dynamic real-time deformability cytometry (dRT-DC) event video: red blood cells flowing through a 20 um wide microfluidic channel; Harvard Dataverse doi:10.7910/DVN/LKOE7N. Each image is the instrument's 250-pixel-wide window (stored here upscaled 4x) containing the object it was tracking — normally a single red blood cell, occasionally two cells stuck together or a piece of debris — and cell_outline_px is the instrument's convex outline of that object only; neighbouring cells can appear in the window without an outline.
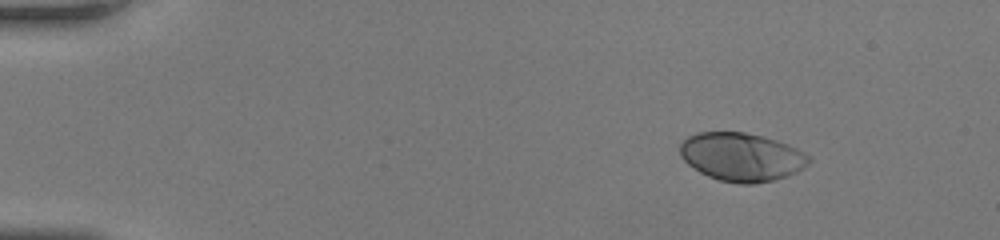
{"species": "human", "species_latin": "Homo sapiens", "temperature_condition": "room temperature", "stored_images_in_passage": 46, "camera_frame_rate_fps": 3000, "um_per_image_px": 0.085, "donor": {"sex": "female"}, "frame": {"image": 1, "passage_image": 1, "time_ms": 0.0, "image_size_px": [1000, 240], "cell_outline_px": [[812, 160], [804, 168], [796, 172], [772, 180], [752, 184], [740, 184], [720, 180], [708, 176], [700, 172], [688, 164], [680, 156], [680, 144], [688, 136], [700, 132], [744, 132], [764, 136], [788, 144], [804, 152]], "centroid_in_image_um": [63.03, 13.33], "position_along_channel_um": 22.0, "area_um2": 36.24}}
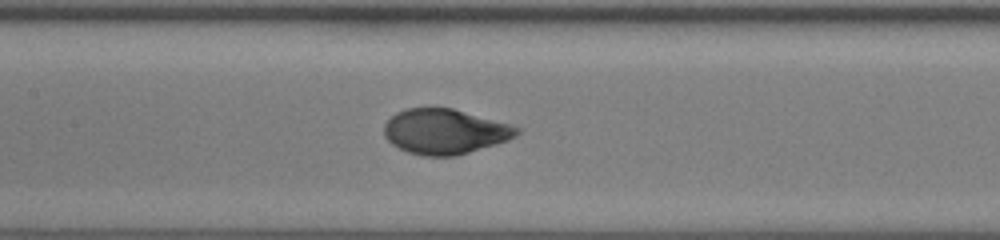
{"frame": {"image": 2, "passage_image": 20, "time_ms": 6.333, "image_size_px": [1000, 240], "cell_outline_px": [[520, 132], [516, 136], [508, 140], [496, 144], [456, 156], [424, 156], [408, 152], [392, 144], [384, 136], [384, 124], [396, 112], [408, 108], [452, 108], [508, 124], [520, 128]], "centroid_in_image_um": [37.79, 11.19], "position_along_channel_um": 169.6, "area_um2": 34.62}}
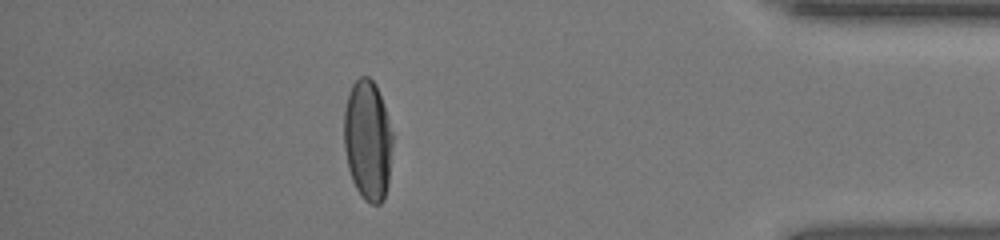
{"frame": {"image": 3, "passage_image": 40, "time_ms": 13.0, "image_size_px": [1000, 240], "cell_outline_px": [[392, 144], [388, 184], [384, 200], [380, 204], [372, 204], [364, 200], [356, 188], [352, 180], [348, 168], [344, 148], [344, 112], [348, 92], [352, 84], [360, 76], [368, 76], [376, 84], [392, 132]], "centroid_in_image_um": [31.24, 11.93], "position_along_channel_um": 404.0, "area_um2": 34.1}, "authors_computed_cell_mechanics": {"area_um2": 35.258, "velocity_mm_per_s": 4.0727, "shape_relaxation_time_tau1_ms": 3.1112, "shape_relaxation_time_tau2_ms": null, "deformation_change_tau1": 0.1831, "deformation_change_tau2": null}}